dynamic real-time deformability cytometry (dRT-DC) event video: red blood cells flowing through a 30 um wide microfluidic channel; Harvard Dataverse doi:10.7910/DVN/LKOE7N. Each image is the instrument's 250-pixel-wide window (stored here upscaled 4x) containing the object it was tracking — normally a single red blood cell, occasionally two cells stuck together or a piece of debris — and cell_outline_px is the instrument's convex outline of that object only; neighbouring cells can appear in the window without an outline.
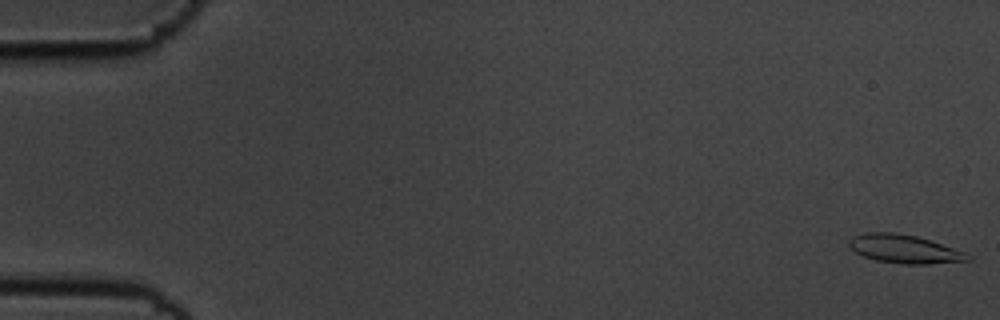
{"species": "common noctule bat (a hibernating species)", "species_latin": "Nyctalus noctula", "temperature_condition": "cold", "stored_images_in_passage": 56, "camera_frame_rate_fps": 3000, "um_per_image_px": 0.085, "animal": {"sex": "male", "body_mass_g": 19.5, "forearm_length_mm": 54.6}, "frame": {"image": 1, "passage_image": 1, "time_ms": 0.0, "image_size_px": [1000, 320], "cell_outline_px": [[972, 260], [928, 264], [900, 264], [876, 260], [864, 256], [856, 252], [848, 244], [848, 240], [852, 236], [864, 232], [892, 232], [916, 236], [964, 252], [972, 256]], "centroid_in_image_um": [76.84, 21.16], "position_along_channel_um": 8.2, "area_um2": 19.54}}
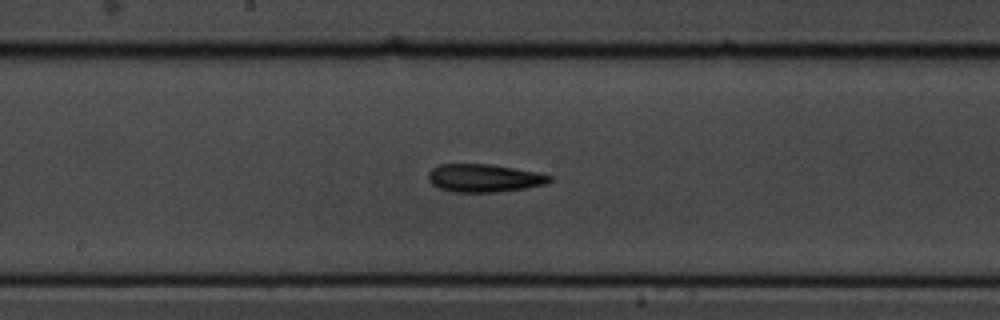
{"frame": {"image": 2, "passage_image": 30, "time_ms": 9.667, "image_size_px": [1000, 320], "cell_outline_px": [[552, 180], [544, 184], [524, 188], [496, 192], [452, 192], [440, 188], [432, 184], [428, 180], [428, 172], [432, 168], [440, 164], [492, 164], [540, 172], [552, 176]], "centroid_in_image_um": [41.15, 15.12], "position_along_channel_um": 207.1, "area_um2": 19.88}}
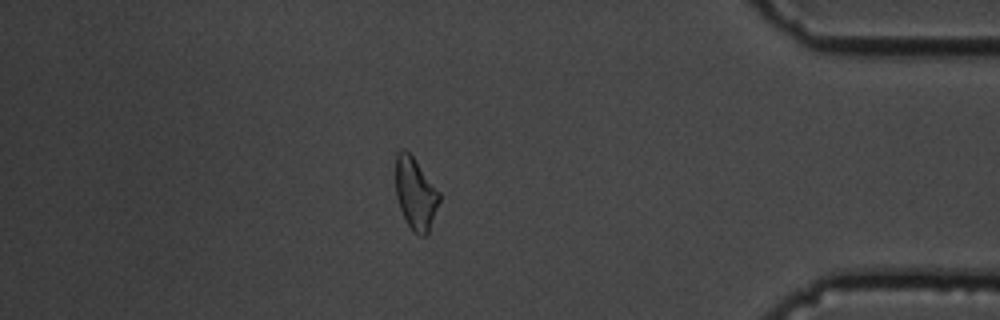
{"frame": {"image": 3, "passage_image": 49, "time_ms": 16.0, "image_size_px": [1000, 320], "cell_outline_px": [[440, 200], [428, 232], [424, 236], [420, 236], [412, 232], [400, 208], [396, 196], [396, 152], [400, 148], [404, 148], [412, 156], [440, 192]], "centroid_in_image_um": [35.31, 16.45], "position_along_channel_um": 399.9, "area_um2": 18.15}, "authors_computed_cell_mechanics": {"area_um2": 19.363, "velocity_mm_per_s": 3.577, "shape_relaxation_time_tau1_ms": 3.4895, "shape_relaxation_time_tau2_ms": 7.4451, "deformation_change_tau1": 0.1208, "deformation_change_tau2": 0.1509}}